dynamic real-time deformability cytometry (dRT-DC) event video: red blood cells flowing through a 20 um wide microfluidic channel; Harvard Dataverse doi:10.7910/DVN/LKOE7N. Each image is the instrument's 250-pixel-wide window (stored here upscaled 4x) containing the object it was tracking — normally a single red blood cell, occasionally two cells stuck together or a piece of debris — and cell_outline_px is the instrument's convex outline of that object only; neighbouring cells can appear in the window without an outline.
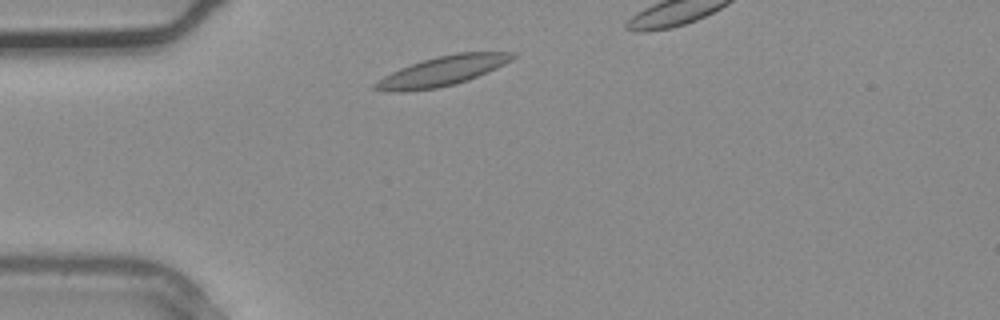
{"species": "common noctule bat (a hibernating species)", "species_latin": "Nyctalus noctula", "temperature_condition": "warm", "stored_images_in_passage": 3, "camera_frame_rate_fps": 3000, "um_per_image_px": 0.085, "animal": {"sex": "male", "body_mass_g": 20.4}, "frame": {"image": 1, "passage_image": 3, "time_ms": 0.667, "image_size_px": [1000, 320], "cell_outline_px": [[520, 52], [512, 60], [488, 72], [468, 80], [456, 84], [436, 88], [400, 92], [388, 92], [372, 88], [372, 84], [384, 76], [400, 68], [436, 56], [456, 52]], "centroid_in_image_um": [37.62, 6.04], "position_along_channel_um": 47.4, "area_um2": 23.76}}